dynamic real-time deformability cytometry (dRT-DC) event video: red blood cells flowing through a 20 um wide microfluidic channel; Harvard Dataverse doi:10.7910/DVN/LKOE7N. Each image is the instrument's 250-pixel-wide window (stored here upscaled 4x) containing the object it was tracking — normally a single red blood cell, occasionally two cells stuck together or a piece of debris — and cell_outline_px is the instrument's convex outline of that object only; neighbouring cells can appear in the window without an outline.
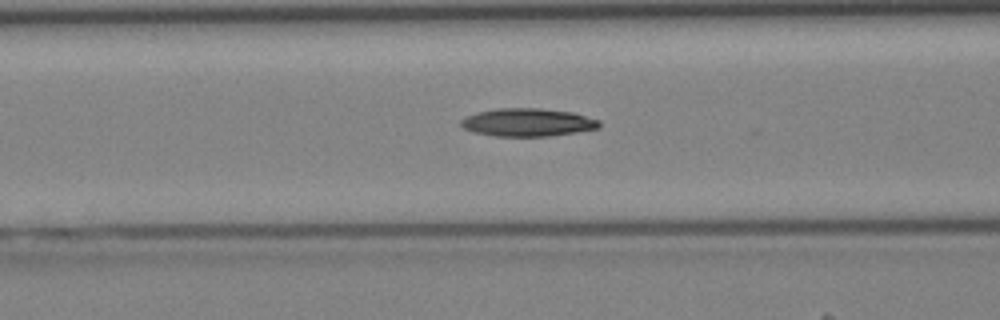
{"species": "Egyptian fruit bat (a non-hibernating species)", "species_latin": "Rousettus aegyptiacus", "temperature_condition": "cold", "stored_images_in_passage": 31, "camera_frame_rate_fps": 3000, "um_per_image_px": 0.085, "animal": {"sex": "female"}, "frame": {"image": 1, "passage_image": 6, "time_ms": 1.667, "image_size_px": [1000, 320], "cell_outline_px": [[600, 128], [576, 132], [548, 136], [496, 136], [476, 132], [464, 128], [460, 124], [460, 120], [476, 112], [496, 108], [540, 108], [572, 112], [600, 120]], "centroid_in_image_um": [44.87, 10.39], "position_along_channel_um": 121.7, "area_um2": 22.48}}
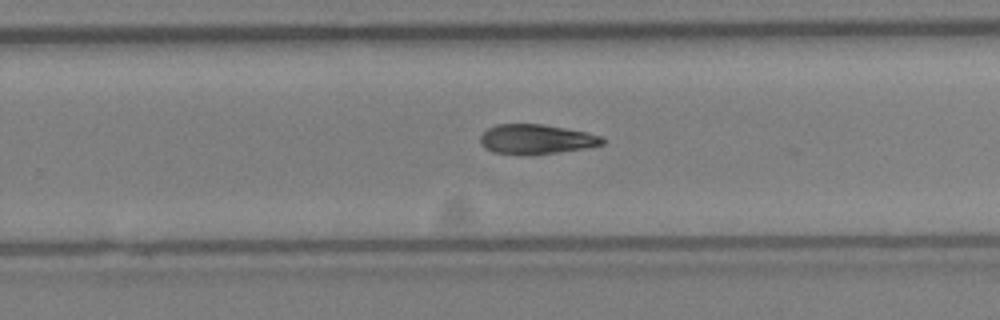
{"frame": {"image": 2, "passage_image": 16, "time_ms": 5.0, "image_size_px": [1000, 320], "cell_outline_px": [[604, 144], [584, 148], [556, 152], [492, 152], [484, 148], [480, 140], [480, 136], [488, 128], [496, 124], [544, 124], [604, 136]], "centroid_in_image_um": [45.59, 11.79], "position_along_channel_um": 284.2, "area_um2": 20.29}}
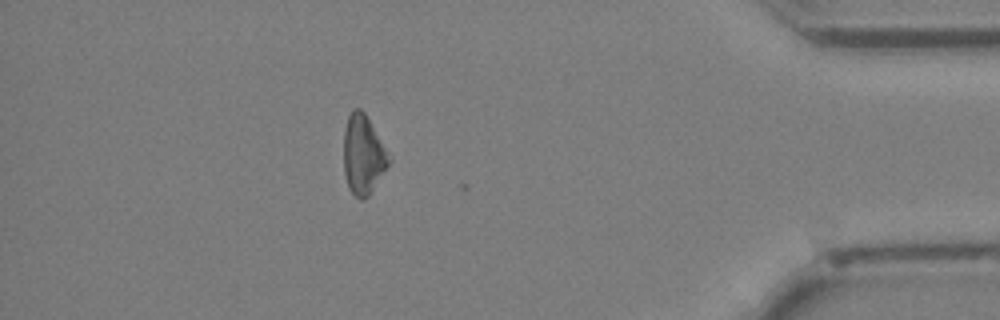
{"frame": {"image": 3, "passage_image": 26, "time_ms": 8.333, "image_size_px": [1000, 320], "cell_outline_px": [[392, 160], [368, 196], [364, 200], [360, 200], [348, 188], [344, 172], [344, 128], [348, 116], [352, 108], [360, 108], [364, 112], [392, 156]], "centroid_in_image_um": [30.88, 13.14], "position_along_channel_um": 404.3, "area_um2": 21.1}}